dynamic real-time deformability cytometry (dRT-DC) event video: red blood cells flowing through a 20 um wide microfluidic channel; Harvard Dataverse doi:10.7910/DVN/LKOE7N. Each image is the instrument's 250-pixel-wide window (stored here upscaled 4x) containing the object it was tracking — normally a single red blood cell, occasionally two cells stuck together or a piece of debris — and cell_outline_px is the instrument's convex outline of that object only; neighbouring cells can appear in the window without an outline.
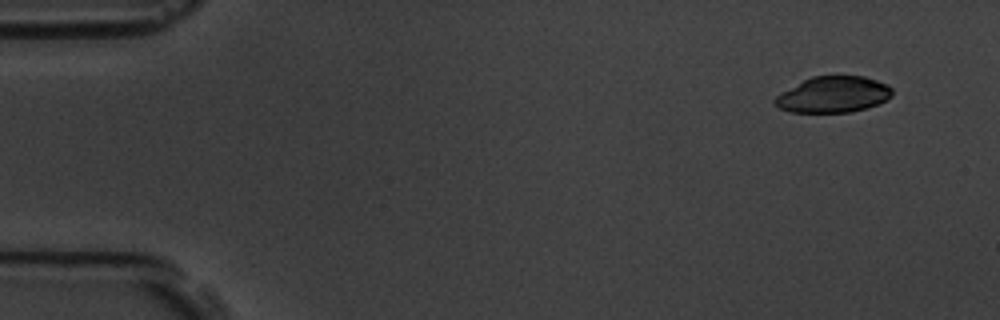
{"species": "common noctule bat (a hibernating species)", "species_latin": "Nyctalus noctula", "temperature_condition": "room temperature", "stored_images_in_passage": 6, "camera_frame_rate_fps": 3000, "um_per_image_px": 0.085, "animal": {"sex": "male", "body_mass_g": 19.5, "forearm_length_mm": 54.6}, "frame": {"image": 1, "passage_image": 1, "time_ms": 0.0, "image_size_px": [1000, 320], "cell_outline_px": [[892, 96], [888, 100], [868, 108], [848, 112], [792, 112], [780, 108], [772, 104], [772, 100], [776, 96], [804, 80], [812, 76], [864, 76], [888, 84], [892, 88]], "centroid_in_image_um": [70.86, 8.04], "position_along_channel_um": 14.1, "area_um2": 24.68}}
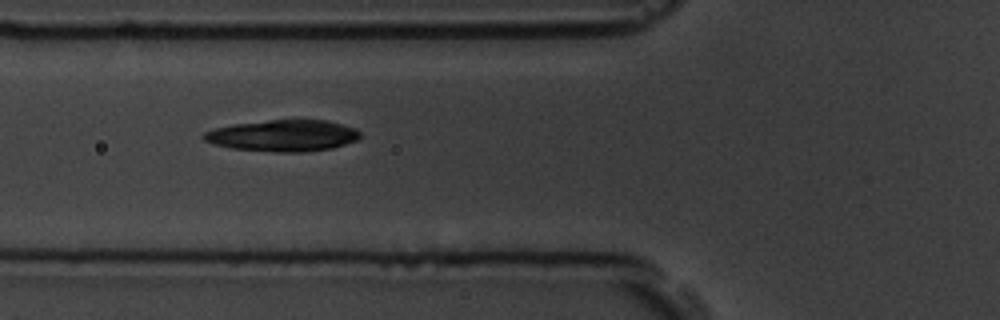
{"frame": {"image": 2, "passage_image": 5, "time_ms": 5.333, "image_size_px": [1000, 320], "cell_outline_px": [[360, 140], [332, 148], [300, 152], [276, 152], [232, 148], [216, 144], [204, 140], [200, 136], [204, 132], [216, 128], [232, 124], [268, 120], [328, 120], [356, 128], [360, 132]], "centroid_in_image_um": [24.09, 11.52], "position_along_channel_um": 101.7, "area_um2": 28.73}}
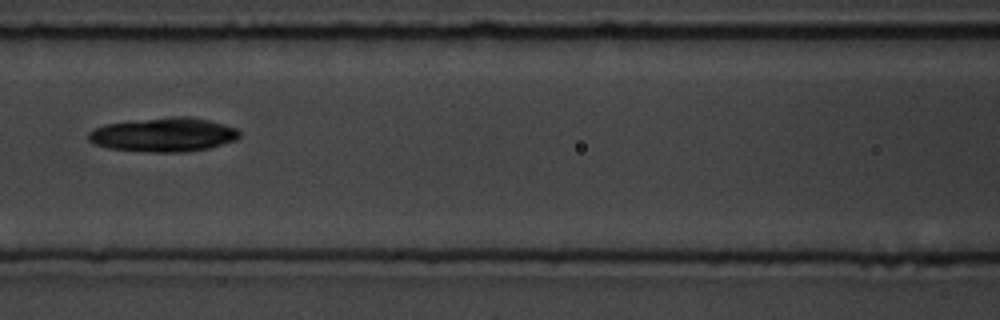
{"frame": {"image": 3, "passage_image": 6, "time_ms": 6.667, "image_size_px": [1000, 320], "cell_outline_px": [[240, 136], [236, 140], [208, 148], [184, 152], [152, 152], [108, 148], [96, 144], [88, 140], [88, 132], [92, 128], [104, 124], [172, 116], [188, 116], [208, 120], [224, 124], [236, 128], [240, 132]], "centroid_in_image_um": [13.9, 11.44], "position_along_channel_um": 152.7, "area_um2": 29.94}}